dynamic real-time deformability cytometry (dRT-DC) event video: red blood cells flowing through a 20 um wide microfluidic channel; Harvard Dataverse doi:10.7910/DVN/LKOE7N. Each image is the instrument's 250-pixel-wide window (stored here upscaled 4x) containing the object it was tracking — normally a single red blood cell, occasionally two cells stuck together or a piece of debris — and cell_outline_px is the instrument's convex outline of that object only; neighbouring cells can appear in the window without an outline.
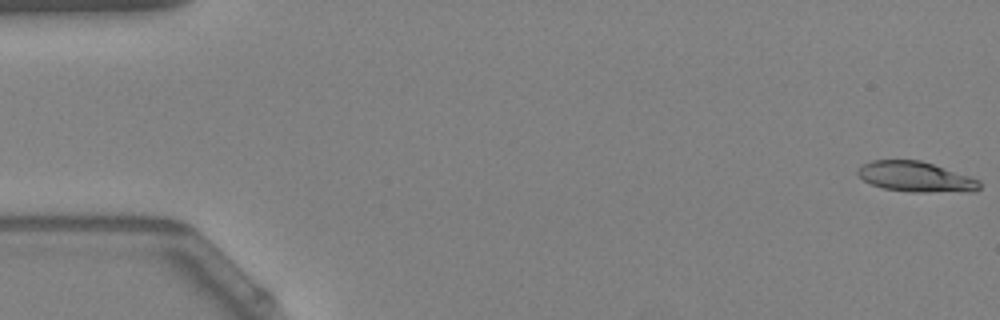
{"species": "Egyptian fruit bat (a non-hibernating species)", "species_latin": "Rousettus aegyptiacus", "temperature_condition": "warm", "stored_images_in_passage": 17, "camera_frame_rate_fps": 3000, "um_per_image_px": 0.085, "animal": {"sex": "female"}, "frame": {"image": 1, "passage_image": 1, "time_ms": 0.0, "image_size_px": [1000, 320], "cell_outline_px": [[980, 188], [928, 192], [912, 192], [884, 188], [872, 184], [864, 180], [856, 172], [864, 164], [872, 160], [920, 160], [980, 180]], "centroid_in_image_um": [77.75, 15.0], "position_along_channel_um": 7.3, "area_um2": 20.58}}
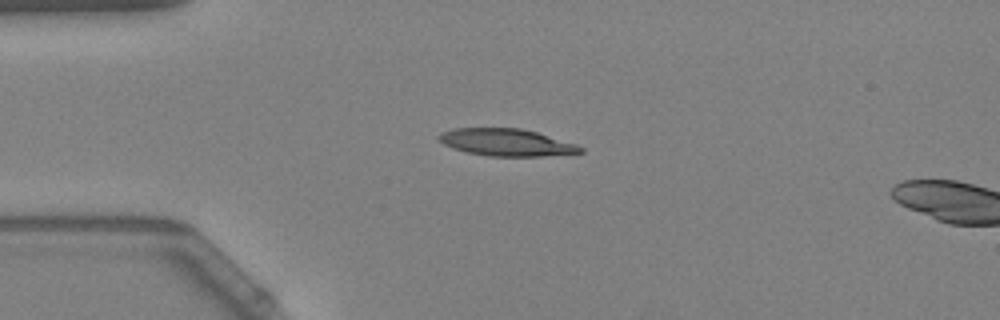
{"frame": {"image": 2, "passage_image": 14, "time_ms": 4.333, "image_size_px": [1000, 320], "cell_outline_px": [[584, 152], [540, 156], [488, 156], [468, 152], [452, 148], [436, 140], [436, 136], [440, 132], [456, 128], [520, 128], [536, 132], [576, 144], [584, 148]], "centroid_in_image_um": [42.99, 12.1], "position_along_channel_um": 42.0, "area_um2": 22.37}}